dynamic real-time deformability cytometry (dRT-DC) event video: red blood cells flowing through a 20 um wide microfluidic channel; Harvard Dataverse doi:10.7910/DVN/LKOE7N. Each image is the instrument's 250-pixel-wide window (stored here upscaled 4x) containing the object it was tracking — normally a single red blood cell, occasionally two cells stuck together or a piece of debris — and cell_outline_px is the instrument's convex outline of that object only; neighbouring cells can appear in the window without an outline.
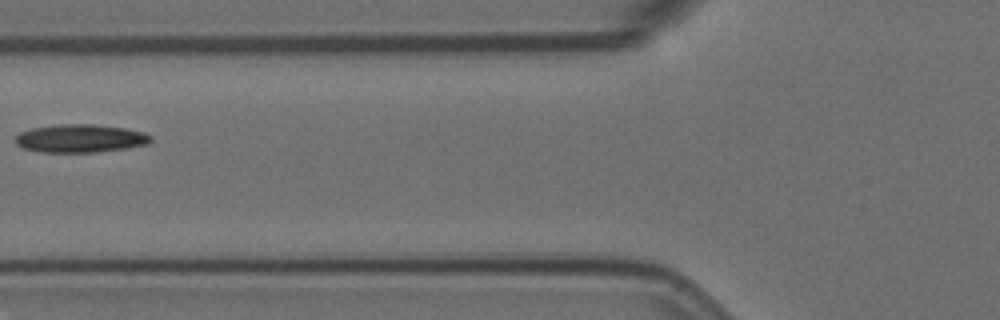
{"species": "Egyptian fruit bat (a non-hibernating species)", "species_latin": "Rousettus aegyptiacus", "temperature_condition": "room temperature", "stored_images_in_passage": 6, "camera_frame_rate_fps": 3000, "um_per_image_px": 0.085, "animal": {"sex": "female"}, "frame": {"image": 1, "passage_image": 6, "time_ms": 1.667, "image_size_px": [1000, 320], "cell_outline_px": [[152, 140], [148, 144], [124, 148], [96, 152], [44, 152], [24, 148], [16, 144], [16, 136], [20, 132], [32, 128], [60, 124], [92, 124], [124, 128], [144, 132], [152, 136]], "centroid_in_image_um": [6.84, 11.76], "position_along_channel_um": 119.0, "area_um2": 22.02}}